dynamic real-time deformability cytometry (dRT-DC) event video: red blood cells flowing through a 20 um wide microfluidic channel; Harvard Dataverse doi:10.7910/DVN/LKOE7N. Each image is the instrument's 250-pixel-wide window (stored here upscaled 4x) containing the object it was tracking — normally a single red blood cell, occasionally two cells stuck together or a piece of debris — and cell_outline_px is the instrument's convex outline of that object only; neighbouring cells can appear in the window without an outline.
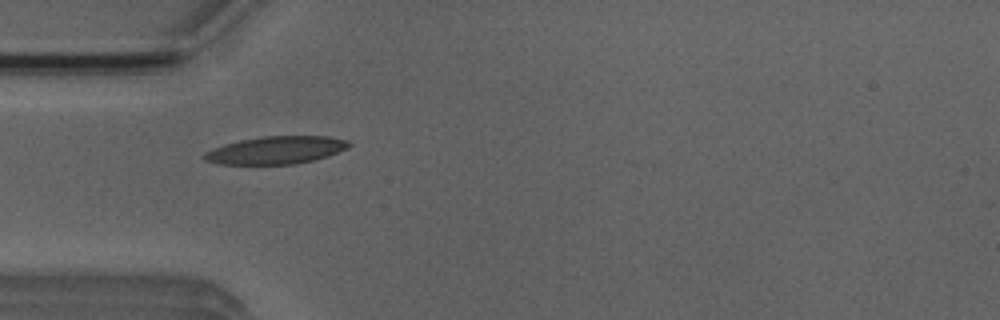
{"species": "Egyptian fruit bat (a non-hibernating species)", "species_latin": "Rousettus aegyptiacus", "temperature_condition": "room temperature", "stored_images_in_passage": 28, "camera_frame_rate_fps": 3000, "um_per_image_px": 0.085, "animal": {"sex": "male"}, "frame": {"image": 1, "passage_image": 1, "time_ms": 0.0, "image_size_px": [1000, 320], "cell_outline_px": [[352, 144], [348, 148], [328, 156], [312, 160], [292, 164], [220, 164], [204, 160], [200, 156], [204, 152], [212, 148], [224, 144], [240, 140], [264, 136], [328, 136], [348, 140]], "centroid_in_image_um": [23.44, 12.75], "position_along_channel_um": 61.6, "area_um2": 23.41}}
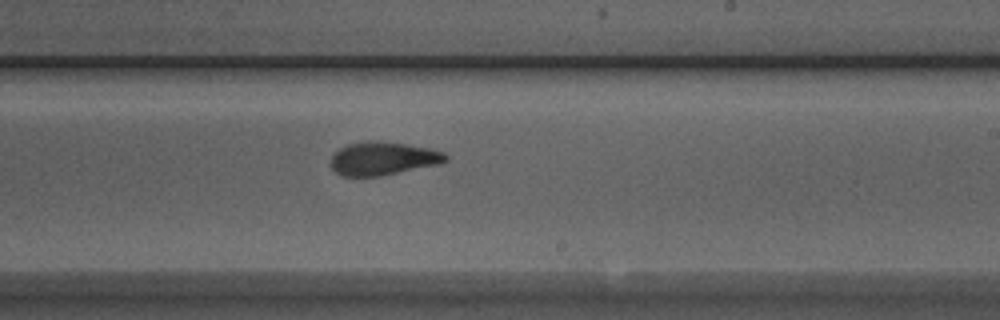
{"frame": {"image": 2, "passage_image": 16, "time_ms": 5.0, "image_size_px": [1000, 320], "cell_outline_px": [[448, 160], [440, 164], [380, 176], [340, 176], [328, 164], [332, 156], [340, 148], [348, 144], [368, 140], [376, 140], [432, 148], [444, 152], [448, 156]], "centroid_in_image_um": [32.55, 13.47], "position_along_channel_um": 256.4, "area_um2": 22.48}}
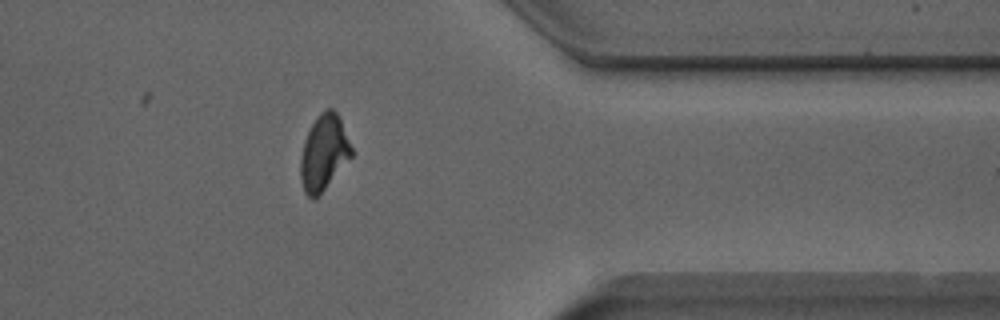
{"frame": {"image": 3, "passage_image": 27, "time_ms": 8.667, "image_size_px": [1000, 320], "cell_outline_px": [[352, 156], [324, 188], [312, 200], [304, 192], [300, 176], [300, 160], [304, 140], [316, 116], [320, 112], [328, 108], [332, 108], [340, 116], [352, 148]], "centroid_in_image_um": [27.52, 12.93], "position_along_channel_um": 383.9, "area_um2": 22.14}}